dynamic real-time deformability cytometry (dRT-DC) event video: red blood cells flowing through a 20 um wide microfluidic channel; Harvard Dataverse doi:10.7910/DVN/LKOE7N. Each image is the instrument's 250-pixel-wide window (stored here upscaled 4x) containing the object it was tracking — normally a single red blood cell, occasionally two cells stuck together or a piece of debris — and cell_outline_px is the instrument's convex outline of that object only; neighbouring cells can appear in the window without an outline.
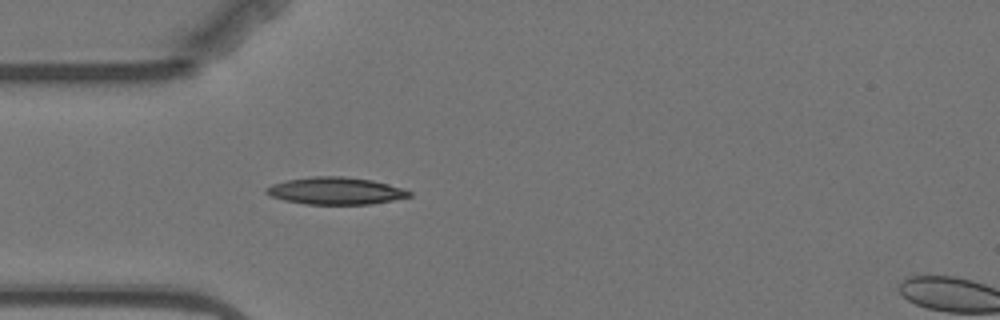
{"species": "Egyptian fruit bat (a non-hibernating species)", "species_latin": "Rousettus aegyptiacus", "temperature_condition": "warm", "stored_images_in_passage": 6, "camera_frame_rate_fps": 3000, "um_per_image_px": 0.085, "animal": {"sex": "female"}, "frame": {"image": 1, "passage_image": 5, "time_ms": 4.667, "image_size_px": [1000, 320], "cell_outline_px": [[412, 196], [392, 200], [368, 204], [304, 204], [284, 200], [272, 196], [264, 192], [264, 188], [272, 184], [288, 180], [312, 176], [344, 176], [372, 180], [404, 188], [412, 192]], "centroid_in_image_um": [28.52, 16.22], "position_along_channel_um": 56.5, "area_um2": 22.66}}